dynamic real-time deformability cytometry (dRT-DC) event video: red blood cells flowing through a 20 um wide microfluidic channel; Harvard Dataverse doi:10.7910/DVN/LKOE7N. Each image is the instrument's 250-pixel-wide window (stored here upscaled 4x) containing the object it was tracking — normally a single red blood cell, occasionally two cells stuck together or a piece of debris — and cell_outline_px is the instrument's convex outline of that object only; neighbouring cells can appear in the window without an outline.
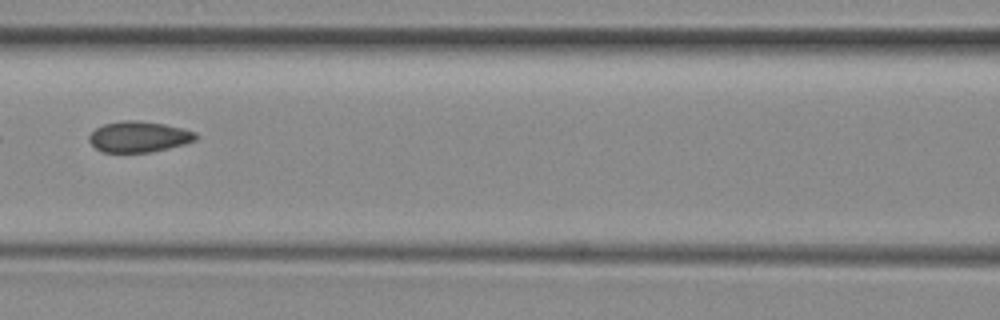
{"species": "common noctule bat (a hibernating species)", "species_latin": "Nyctalus noctula", "temperature_condition": "room temperature", "stored_images_in_passage": 8, "camera_frame_rate_fps": 3000, "um_per_image_px": 0.085, "animal": {"sex": "female", "body_mass_g": 29.2, "forearm_length_mm": 56.3}, "frame": {"image": 1, "passage_image": 7, "time_ms": 7.0, "image_size_px": [1000, 320], "cell_outline_px": [[200, 136], [196, 140], [184, 144], [152, 152], [100, 152], [88, 140], [88, 136], [96, 128], [104, 124], [120, 120], [136, 120], [164, 124], [184, 128], [196, 132]], "centroid_in_image_um": [11.82, 11.62], "position_along_channel_um": 154.8, "area_um2": 19.36}}
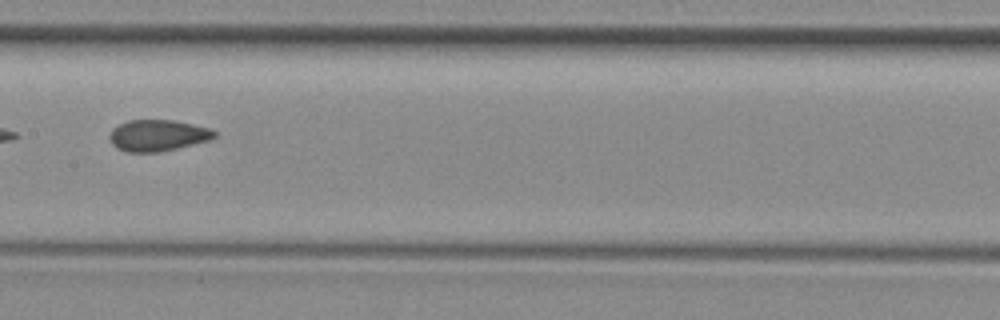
{"frame": {"image": 2, "passage_image": 8, "time_ms": 8.0, "image_size_px": [1000, 320], "cell_outline_px": [[216, 136], [212, 140], [160, 152], [128, 152], [116, 148], [112, 144], [108, 136], [112, 128], [128, 120], [172, 120], [192, 124], [208, 128], [216, 132]], "centroid_in_image_um": [13.39, 11.52], "position_along_channel_um": 194.0, "area_um2": 19.25}}